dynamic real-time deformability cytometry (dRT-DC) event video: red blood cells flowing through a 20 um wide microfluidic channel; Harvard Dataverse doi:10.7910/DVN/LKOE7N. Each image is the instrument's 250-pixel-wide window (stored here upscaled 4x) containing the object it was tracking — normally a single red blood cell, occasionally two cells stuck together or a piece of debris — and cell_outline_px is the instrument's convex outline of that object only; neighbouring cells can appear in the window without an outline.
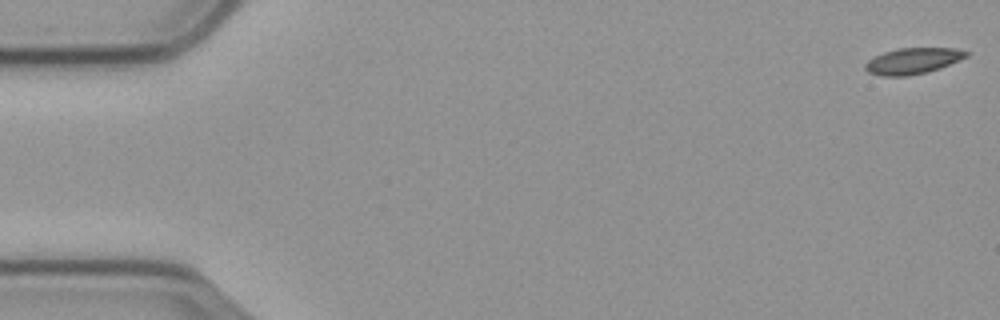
{"species": "common noctule bat (a hibernating species)", "species_latin": "Nyctalus noctula", "temperature_condition": "cold", "stored_images_in_passage": 58, "camera_frame_rate_fps": 3000, "um_per_image_px": 0.085, "animal": {"sex": "male", "body_mass_g": 23.1, "forearm_length_mm": 52.7}, "frame": {"image": 1, "passage_image": 1, "time_ms": 0.0, "image_size_px": [1000, 320], "cell_outline_px": [[968, 56], [940, 68], [908, 76], [880, 76], [868, 72], [864, 68], [864, 64], [868, 60], [884, 52], [896, 48], [956, 48], [968, 52]], "centroid_in_image_um": [77.56, 5.18], "position_along_channel_um": 7.4, "area_um2": 15.26}}
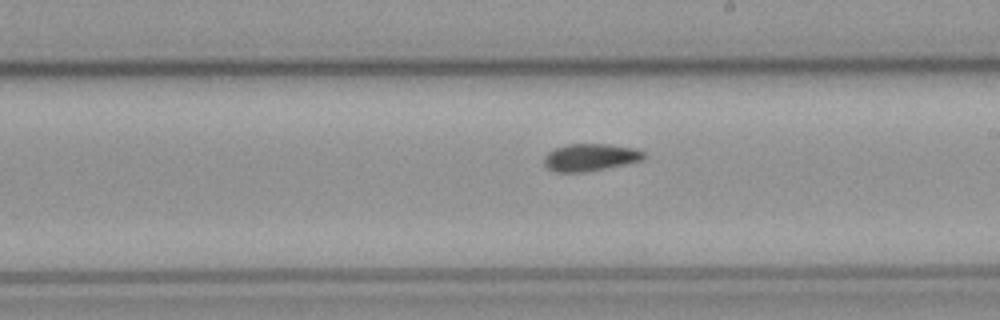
{"frame": {"image": 2, "passage_image": 33, "time_ms": 10.667, "image_size_px": [1000, 320], "cell_outline_px": [[644, 156], [640, 160], [624, 164], [584, 172], [556, 172], [548, 168], [544, 164], [544, 156], [548, 152], [556, 148], [568, 144], [608, 144], [636, 148], [644, 152]], "centroid_in_image_um": [50.14, 13.36], "position_along_channel_um": 238.9, "area_um2": 15.66}}
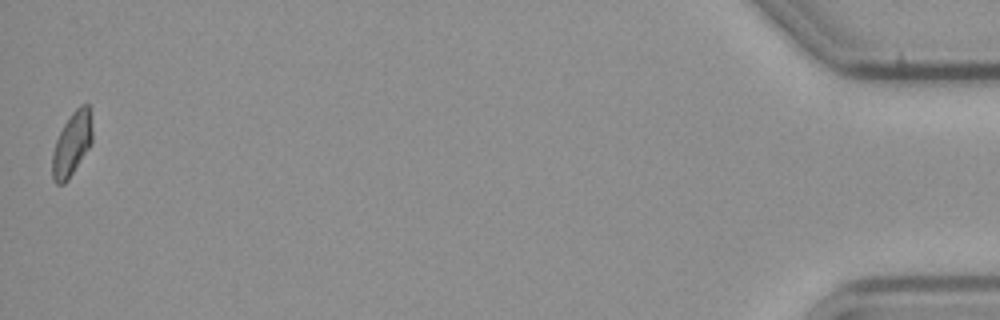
{"frame": {"image": 3, "passage_image": 58, "time_ms": 19.0, "image_size_px": [1000, 320], "cell_outline_px": [[92, 140], [88, 148], [68, 180], [64, 184], [56, 184], [52, 180], [52, 152], [56, 140], [64, 124], [72, 112], [80, 104], [88, 104], [92, 128]], "centroid_in_image_um": [6.09, 12.25], "position_along_channel_um": 429.1, "area_um2": 14.74}, "authors_computed_cell_mechanics": {"area_um2": 15.5482, "velocity_mm_per_s": 3.5206, "shape_relaxation_time_tau1_ms": 6.6198, "shape_relaxation_time_tau2_ms": null, "deformation_change_tau1": 0.1224, "deformation_change_tau2": null}}